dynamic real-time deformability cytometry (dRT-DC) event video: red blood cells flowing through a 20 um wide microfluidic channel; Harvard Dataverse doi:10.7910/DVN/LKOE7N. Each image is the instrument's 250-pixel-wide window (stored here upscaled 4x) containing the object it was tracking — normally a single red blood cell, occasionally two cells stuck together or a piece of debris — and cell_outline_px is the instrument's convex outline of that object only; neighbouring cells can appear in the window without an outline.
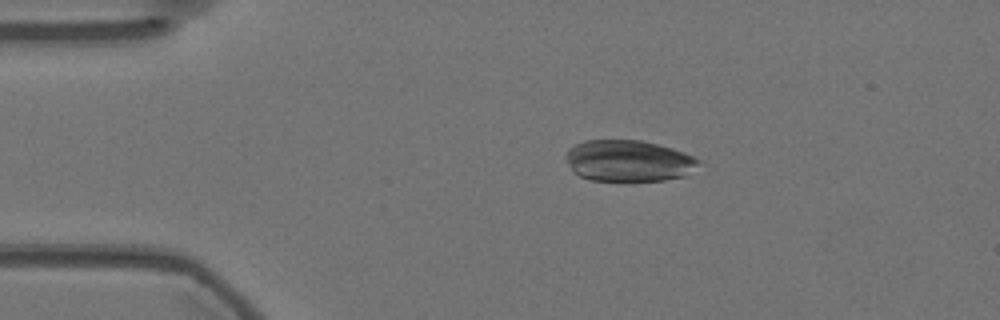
{"species": "Egyptian fruit bat (a non-hibernating species)", "species_latin": "Rousettus aegyptiacus", "temperature_condition": "warm", "stored_images_in_passage": 54, "camera_frame_rate_fps": 3000, "um_per_image_px": 0.085, "animal": {"sex": "female"}, "frame": {"image": 1, "passage_image": 9, "time_ms": 2.667, "image_size_px": [1000, 320], "cell_outline_px": [[704, 164], [688, 176], [664, 180], [628, 184], [592, 180], [580, 176], [572, 168], [564, 156], [568, 148], [584, 140], [640, 140], [672, 148], [696, 156]], "centroid_in_image_um": [53.51, 13.72], "position_along_channel_um": 31.5, "area_um2": 33.35}}
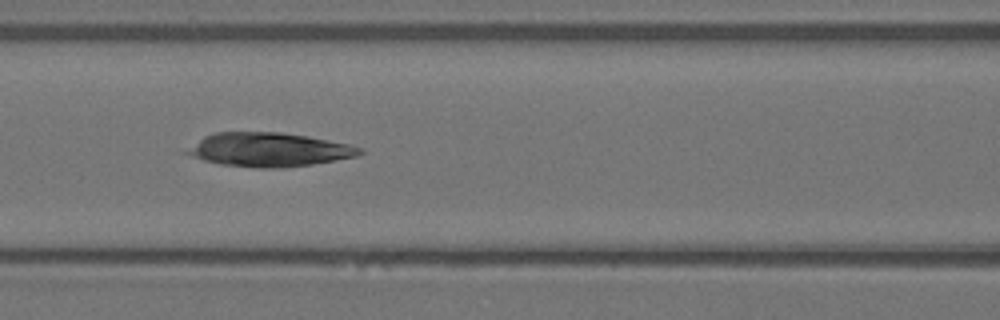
{"frame": {"image": 2, "passage_image": 22, "time_ms": 7.0, "image_size_px": [1000, 320], "cell_outline_px": [[364, 152], [356, 156], [312, 164], [276, 168], [260, 168], [220, 164], [204, 160], [180, 152], [204, 136], [216, 132], [280, 132], [308, 136], [348, 144], [364, 148]], "centroid_in_image_um": [22.82, 12.71], "position_along_channel_um": 143.8, "area_um2": 34.04}}
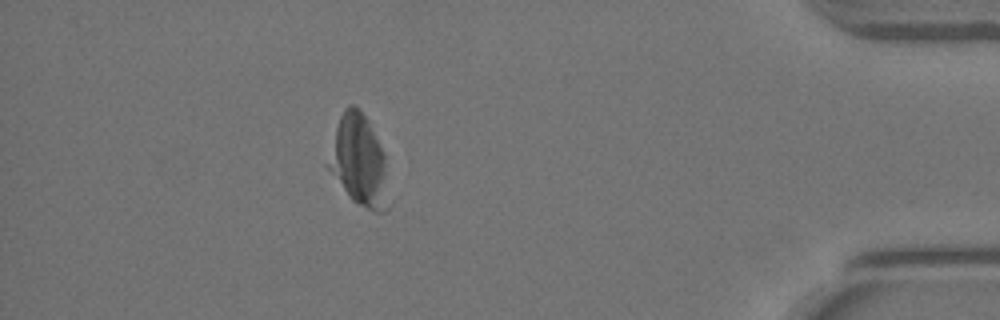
{"frame": {"image": 3, "passage_image": 48, "time_ms": 15.667, "image_size_px": [1000, 320], "cell_outline_px": [[392, 204], [384, 212], [376, 212], [356, 204], [352, 200], [324, 164], [340, 116], [344, 108], [348, 104], [356, 104], [360, 108], [368, 120], [384, 152]], "centroid_in_image_um": [30.54, 13.7], "position_along_channel_um": 404.7, "area_um2": 32.83}}